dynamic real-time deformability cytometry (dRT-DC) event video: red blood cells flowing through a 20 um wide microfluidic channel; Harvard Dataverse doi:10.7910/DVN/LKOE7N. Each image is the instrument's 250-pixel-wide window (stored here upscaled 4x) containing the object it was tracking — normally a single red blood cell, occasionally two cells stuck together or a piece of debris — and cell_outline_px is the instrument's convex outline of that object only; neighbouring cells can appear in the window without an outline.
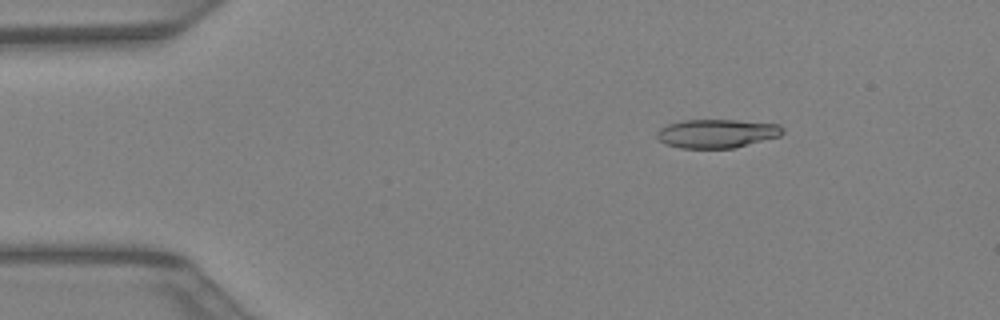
{"species": "Egyptian fruit bat (a non-hibernating species)", "species_latin": "Rousettus aegyptiacus", "temperature_condition": "warm", "stored_images_in_passage": 42, "camera_frame_rate_fps": 3000, "um_per_image_px": 0.085, "animal": {"sex": "female"}, "frame": {"image": 1, "passage_image": 7, "time_ms": 2.0, "image_size_px": [1000, 320], "cell_outline_px": [[784, 132], [780, 136], [736, 148], [680, 148], [664, 144], [656, 136], [656, 132], [660, 128], [668, 124], [684, 120], [736, 120], [780, 124], [784, 128]], "centroid_in_image_um": [60.95, 11.35], "position_along_channel_um": 24.1, "area_um2": 21.21}}
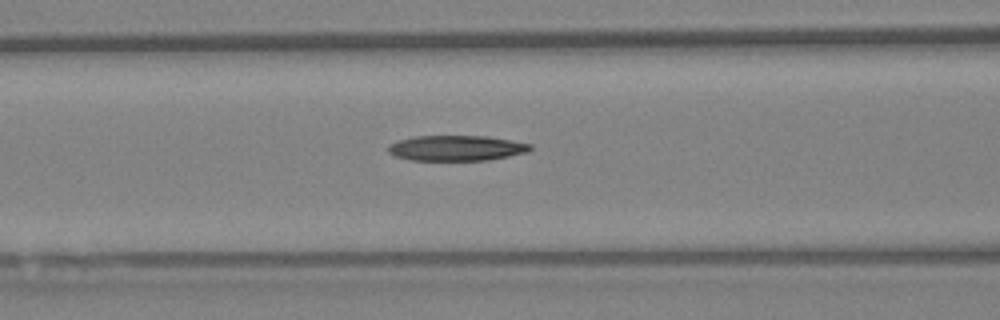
{"frame": {"image": 2, "passage_image": 18, "time_ms": 5.667, "image_size_px": [1000, 320], "cell_outline_px": [[532, 148], [528, 152], [488, 160], [408, 160], [396, 156], [388, 152], [388, 144], [396, 140], [416, 136], [488, 136], [532, 144]], "centroid_in_image_um": [38.77, 12.58], "position_along_channel_um": 127.8, "area_um2": 21.1}}
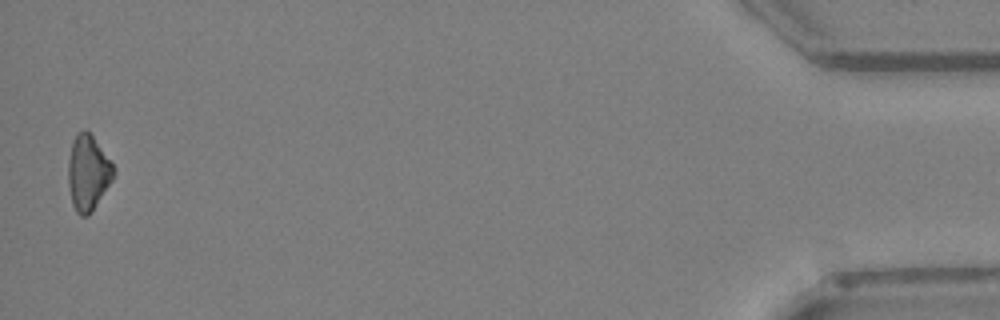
{"frame": {"image": 3, "passage_image": 42, "time_ms": 13.667, "image_size_px": [1000, 320], "cell_outline_px": [[116, 172], [112, 180], [92, 212], [88, 216], [80, 216], [76, 212], [72, 204], [68, 188], [68, 160], [72, 140], [76, 132], [84, 128], [92, 136], [112, 160], [116, 168]], "centroid_in_image_um": [7.48, 14.67], "position_along_channel_um": 427.7, "area_um2": 20.4}}